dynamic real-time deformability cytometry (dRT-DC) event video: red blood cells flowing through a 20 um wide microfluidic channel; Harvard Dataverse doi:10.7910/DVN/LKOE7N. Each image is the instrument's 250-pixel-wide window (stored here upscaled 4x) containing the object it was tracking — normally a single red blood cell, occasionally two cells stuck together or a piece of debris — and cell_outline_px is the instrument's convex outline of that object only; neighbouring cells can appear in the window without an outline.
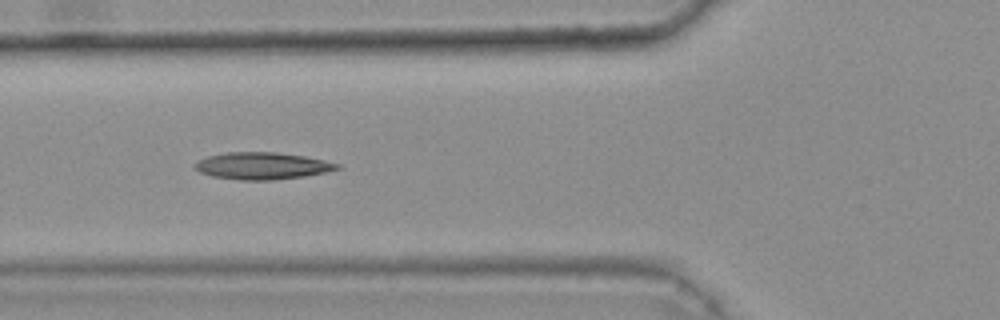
{"species": "common noctule bat (a hibernating species)", "species_latin": "Nyctalus noctula", "temperature_condition": "warm", "stored_images_in_passage": 46, "camera_frame_rate_fps": 3000, "um_per_image_px": 0.085, "animal": {"sex": "female", "body_mass_g": 25.1}, "frame": {"image": 1, "passage_image": 20, "time_ms": 6.333, "image_size_px": [1000, 320], "cell_outline_px": [[340, 168], [324, 172], [304, 176], [272, 180], [240, 180], [212, 176], [200, 172], [192, 168], [192, 164], [196, 160], [208, 156], [228, 152], [276, 152], [304, 156], [324, 160], [340, 164]], "centroid_in_image_um": [22.22, 14.09], "position_along_channel_um": 103.6, "area_um2": 22.43}, "authors_computed_cell_mechanics": {"area_um2": 21.9062, "velocity_mm_per_s": 3.8009, "shape_relaxation_time_tau1_ms": null, "shape_relaxation_time_tau2_ms": 4.3292, "deformation_change_tau1": null, "deformation_change_tau2": 0.1501}}